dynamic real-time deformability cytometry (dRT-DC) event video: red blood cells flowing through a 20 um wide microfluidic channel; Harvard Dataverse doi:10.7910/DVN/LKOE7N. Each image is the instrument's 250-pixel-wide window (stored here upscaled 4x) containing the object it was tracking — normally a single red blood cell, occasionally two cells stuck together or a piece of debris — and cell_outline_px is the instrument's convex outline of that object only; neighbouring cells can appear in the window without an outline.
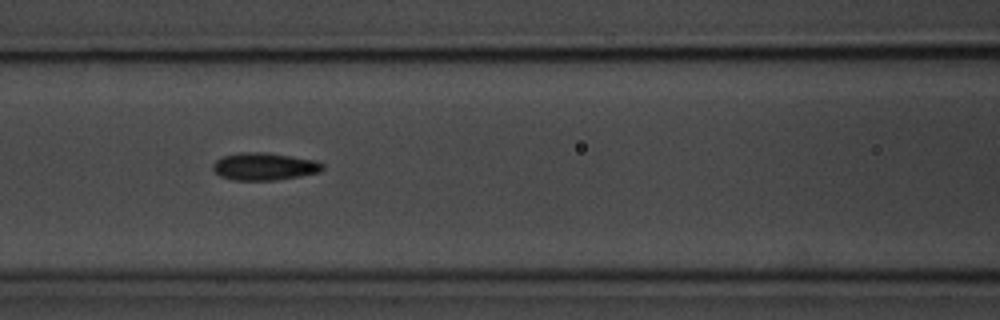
{"species": "common noctule bat (a hibernating species)", "species_latin": "Nyctalus noctula", "temperature_condition": "room temperature", "stored_images_in_passage": 11, "camera_frame_rate_fps": 3000, "um_per_image_px": 0.085, "animal": {"sex": "male", "body_mass_g": 20.1, "forearm_length_mm": 53.5}, "frame": {"image": 1, "passage_image": 5, "time_ms": 4.667, "image_size_px": [1000, 320], "cell_outline_px": [[324, 168], [320, 172], [300, 176], [276, 180], [232, 180], [220, 176], [212, 168], [212, 164], [216, 160], [224, 156], [240, 152], [260, 152], [316, 160], [324, 164]], "centroid_in_image_um": [22.46, 14.16], "position_along_channel_um": 144.1, "area_um2": 17.46}}